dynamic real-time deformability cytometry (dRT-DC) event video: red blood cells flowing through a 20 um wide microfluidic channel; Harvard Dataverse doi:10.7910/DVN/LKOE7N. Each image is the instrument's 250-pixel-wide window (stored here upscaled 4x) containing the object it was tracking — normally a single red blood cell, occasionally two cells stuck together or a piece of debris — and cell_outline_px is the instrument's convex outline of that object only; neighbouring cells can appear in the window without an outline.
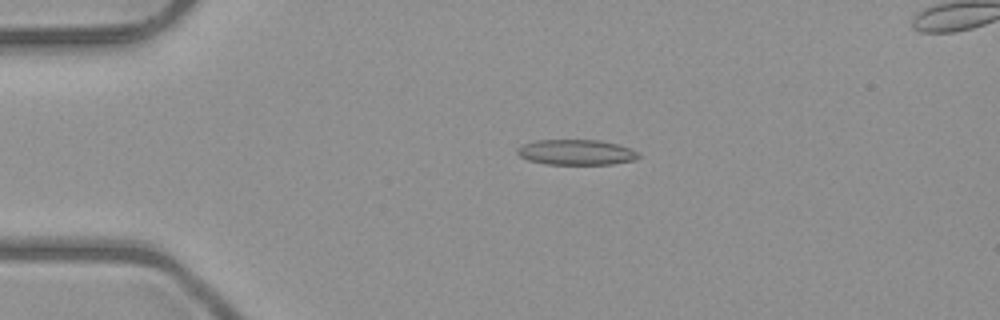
{"species": "common noctule bat (a hibernating species)", "species_latin": "Nyctalus noctula", "temperature_condition": "room temperature", "stored_images_in_passage": 42, "segment_of_instrument_passage": [1, 2], "camera_frame_rate_fps": 3000, "um_per_image_px": 0.085, "animal": {"sex": "male", "body_mass_g": 23.1, "forearm_length_mm": 52.7}, "frame": {"image": 1, "passage_image": 1, "time_ms": 0.0, "image_size_px": [1000, 320], "cell_outline_px": [[640, 156], [636, 160], [612, 164], [548, 164], [528, 160], [520, 156], [516, 152], [516, 148], [524, 144], [536, 140], [600, 140], [620, 144], [640, 152]], "centroid_in_image_um": [49.03, 12.94], "position_along_channel_um": 36.0, "area_um2": 18.09}}
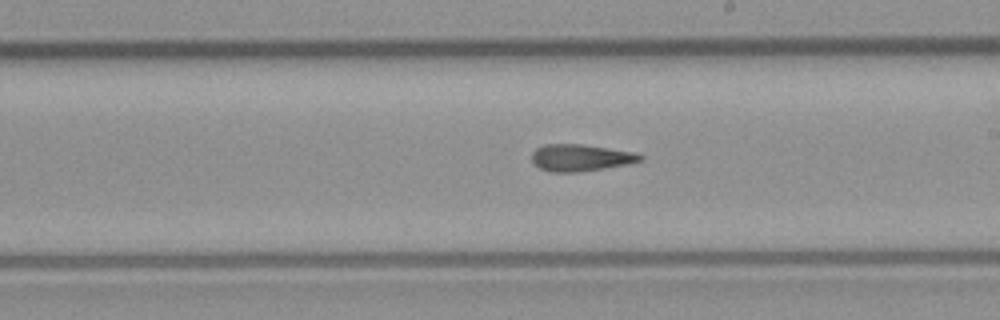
{"frame": {"image": 2, "passage_image": 19, "time_ms": 6.0, "image_size_px": [1000, 320], "cell_outline_px": [[644, 160], [628, 164], [604, 168], [576, 172], [552, 172], [540, 168], [532, 160], [532, 152], [536, 148], [544, 144], [580, 144], [636, 152], [644, 156]], "centroid_in_image_um": [49.38, 13.4], "position_along_channel_um": 239.6, "area_um2": 16.94}}
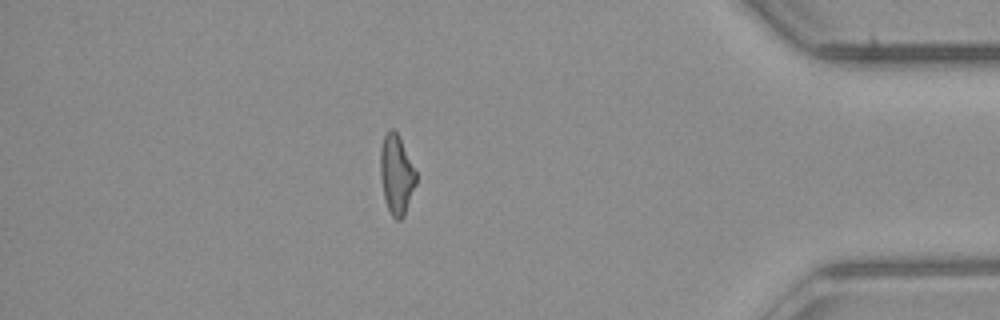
{"frame": {"image": 3, "passage_image": 34, "time_ms": 11.0, "image_size_px": [1000, 320], "cell_outline_px": [[416, 184], [404, 216], [400, 220], [396, 220], [392, 216], [388, 208], [384, 196], [380, 176], [380, 148], [384, 132], [388, 128], [392, 128], [400, 136], [416, 172]], "centroid_in_image_um": [33.69, 14.78], "position_along_channel_um": 401.5, "area_um2": 16.7}}